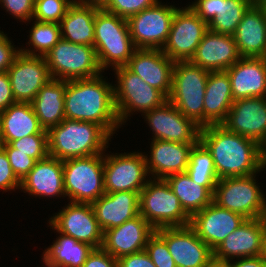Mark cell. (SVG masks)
Segmentation results:
<instances>
[{"label": "cell", "instance_id": "cell-7", "mask_svg": "<svg viewBox=\"0 0 266 267\" xmlns=\"http://www.w3.org/2000/svg\"><path fill=\"white\" fill-rule=\"evenodd\" d=\"M63 173L70 202L92 204L105 193L104 154L64 160Z\"/></svg>", "mask_w": 266, "mask_h": 267}, {"label": "cell", "instance_id": "cell-23", "mask_svg": "<svg viewBox=\"0 0 266 267\" xmlns=\"http://www.w3.org/2000/svg\"><path fill=\"white\" fill-rule=\"evenodd\" d=\"M155 229L140 214L120 226L105 230L102 248L118 259L128 254L144 251Z\"/></svg>", "mask_w": 266, "mask_h": 267}, {"label": "cell", "instance_id": "cell-13", "mask_svg": "<svg viewBox=\"0 0 266 267\" xmlns=\"http://www.w3.org/2000/svg\"><path fill=\"white\" fill-rule=\"evenodd\" d=\"M104 155L106 193L140 192L149 181L145 155L139 152Z\"/></svg>", "mask_w": 266, "mask_h": 267}, {"label": "cell", "instance_id": "cell-49", "mask_svg": "<svg viewBox=\"0 0 266 267\" xmlns=\"http://www.w3.org/2000/svg\"><path fill=\"white\" fill-rule=\"evenodd\" d=\"M232 262V260L229 261L230 267H266V258L264 255L238 258L237 261Z\"/></svg>", "mask_w": 266, "mask_h": 267}, {"label": "cell", "instance_id": "cell-10", "mask_svg": "<svg viewBox=\"0 0 266 267\" xmlns=\"http://www.w3.org/2000/svg\"><path fill=\"white\" fill-rule=\"evenodd\" d=\"M255 177L256 174L219 179L215 186L213 202L246 219L261 218L266 198Z\"/></svg>", "mask_w": 266, "mask_h": 267}, {"label": "cell", "instance_id": "cell-47", "mask_svg": "<svg viewBox=\"0 0 266 267\" xmlns=\"http://www.w3.org/2000/svg\"><path fill=\"white\" fill-rule=\"evenodd\" d=\"M117 262L118 267H156L145 250L122 256Z\"/></svg>", "mask_w": 266, "mask_h": 267}, {"label": "cell", "instance_id": "cell-22", "mask_svg": "<svg viewBox=\"0 0 266 267\" xmlns=\"http://www.w3.org/2000/svg\"><path fill=\"white\" fill-rule=\"evenodd\" d=\"M241 57L233 35L208 29L190 62L209 72L226 71Z\"/></svg>", "mask_w": 266, "mask_h": 267}, {"label": "cell", "instance_id": "cell-40", "mask_svg": "<svg viewBox=\"0 0 266 267\" xmlns=\"http://www.w3.org/2000/svg\"><path fill=\"white\" fill-rule=\"evenodd\" d=\"M157 2L158 0H108L102 9L121 18L129 19L144 9L154 6Z\"/></svg>", "mask_w": 266, "mask_h": 267}, {"label": "cell", "instance_id": "cell-2", "mask_svg": "<svg viewBox=\"0 0 266 267\" xmlns=\"http://www.w3.org/2000/svg\"><path fill=\"white\" fill-rule=\"evenodd\" d=\"M200 141L212 155L218 179L249 176L263 170L259 143L231 132L221 124L202 127Z\"/></svg>", "mask_w": 266, "mask_h": 267}, {"label": "cell", "instance_id": "cell-37", "mask_svg": "<svg viewBox=\"0 0 266 267\" xmlns=\"http://www.w3.org/2000/svg\"><path fill=\"white\" fill-rule=\"evenodd\" d=\"M29 44L33 49H20L30 56H45L60 40L61 26L58 23L35 21L30 31ZM39 52V53H37Z\"/></svg>", "mask_w": 266, "mask_h": 267}, {"label": "cell", "instance_id": "cell-27", "mask_svg": "<svg viewBox=\"0 0 266 267\" xmlns=\"http://www.w3.org/2000/svg\"><path fill=\"white\" fill-rule=\"evenodd\" d=\"M140 192L104 193L92 203L96 219L103 230L112 229L139 215Z\"/></svg>", "mask_w": 266, "mask_h": 267}, {"label": "cell", "instance_id": "cell-3", "mask_svg": "<svg viewBox=\"0 0 266 267\" xmlns=\"http://www.w3.org/2000/svg\"><path fill=\"white\" fill-rule=\"evenodd\" d=\"M47 132L49 155L61 161L104 154L112 138L98 124L67 118Z\"/></svg>", "mask_w": 266, "mask_h": 267}, {"label": "cell", "instance_id": "cell-42", "mask_svg": "<svg viewBox=\"0 0 266 267\" xmlns=\"http://www.w3.org/2000/svg\"><path fill=\"white\" fill-rule=\"evenodd\" d=\"M3 149L8 156L14 174L21 181L35 166L37 161L23 152H16V149L12 148L9 144H4Z\"/></svg>", "mask_w": 266, "mask_h": 267}, {"label": "cell", "instance_id": "cell-45", "mask_svg": "<svg viewBox=\"0 0 266 267\" xmlns=\"http://www.w3.org/2000/svg\"><path fill=\"white\" fill-rule=\"evenodd\" d=\"M6 35L0 31V73L7 72L16 56L20 53V49L14 48L15 46L12 45Z\"/></svg>", "mask_w": 266, "mask_h": 267}, {"label": "cell", "instance_id": "cell-1", "mask_svg": "<svg viewBox=\"0 0 266 267\" xmlns=\"http://www.w3.org/2000/svg\"><path fill=\"white\" fill-rule=\"evenodd\" d=\"M100 74L93 78L66 81L65 118L100 125L110 136L121 127L115 102L114 86Z\"/></svg>", "mask_w": 266, "mask_h": 267}, {"label": "cell", "instance_id": "cell-17", "mask_svg": "<svg viewBox=\"0 0 266 267\" xmlns=\"http://www.w3.org/2000/svg\"><path fill=\"white\" fill-rule=\"evenodd\" d=\"M7 72L14 99L21 103H31L38 91L52 79L45 57L21 52Z\"/></svg>", "mask_w": 266, "mask_h": 267}, {"label": "cell", "instance_id": "cell-14", "mask_svg": "<svg viewBox=\"0 0 266 267\" xmlns=\"http://www.w3.org/2000/svg\"><path fill=\"white\" fill-rule=\"evenodd\" d=\"M57 215L50 218V227L59 234L73 237L78 242L100 248L103 243L101 229L91 203L69 202Z\"/></svg>", "mask_w": 266, "mask_h": 267}, {"label": "cell", "instance_id": "cell-4", "mask_svg": "<svg viewBox=\"0 0 266 267\" xmlns=\"http://www.w3.org/2000/svg\"><path fill=\"white\" fill-rule=\"evenodd\" d=\"M101 69L126 66L136 50L127 19L97 9L94 20V45Z\"/></svg>", "mask_w": 266, "mask_h": 267}, {"label": "cell", "instance_id": "cell-5", "mask_svg": "<svg viewBox=\"0 0 266 267\" xmlns=\"http://www.w3.org/2000/svg\"><path fill=\"white\" fill-rule=\"evenodd\" d=\"M209 71L190 61L174 63L168 100L187 118L204 127V96Z\"/></svg>", "mask_w": 266, "mask_h": 267}, {"label": "cell", "instance_id": "cell-34", "mask_svg": "<svg viewBox=\"0 0 266 267\" xmlns=\"http://www.w3.org/2000/svg\"><path fill=\"white\" fill-rule=\"evenodd\" d=\"M165 180L190 217L213 202V194L205 186L192 181L186 172L170 175Z\"/></svg>", "mask_w": 266, "mask_h": 267}, {"label": "cell", "instance_id": "cell-12", "mask_svg": "<svg viewBox=\"0 0 266 267\" xmlns=\"http://www.w3.org/2000/svg\"><path fill=\"white\" fill-rule=\"evenodd\" d=\"M207 30L208 24L189 6L178 8L162 51L174 62L190 61Z\"/></svg>", "mask_w": 266, "mask_h": 267}, {"label": "cell", "instance_id": "cell-36", "mask_svg": "<svg viewBox=\"0 0 266 267\" xmlns=\"http://www.w3.org/2000/svg\"><path fill=\"white\" fill-rule=\"evenodd\" d=\"M186 173L191 180L205 186L214 194L215 186L219 181L214 161L210 151L199 140L190 151L189 164Z\"/></svg>", "mask_w": 266, "mask_h": 267}, {"label": "cell", "instance_id": "cell-48", "mask_svg": "<svg viewBox=\"0 0 266 267\" xmlns=\"http://www.w3.org/2000/svg\"><path fill=\"white\" fill-rule=\"evenodd\" d=\"M14 103L16 101L12 93L8 72L0 73V112Z\"/></svg>", "mask_w": 266, "mask_h": 267}, {"label": "cell", "instance_id": "cell-30", "mask_svg": "<svg viewBox=\"0 0 266 267\" xmlns=\"http://www.w3.org/2000/svg\"><path fill=\"white\" fill-rule=\"evenodd\" d=\"M233 102L227 72H209L204 96V126L222 124Z\"/></svg>", "mask_w": 266, "mask_h": 267}, {"label": "cell", "instance_id": "cell-26", "mask_svg": "<svg viewBox=\"0 0 266 267\" xmlns=\"http://www.w3.org/2000/svg\"><path fill=\"white\" fill-rule=\"evenodd\" d=\"M195 144L152 140L150 158L145 155L147 171L154 179H166L168 176L187 171L190 151Z\"/></svg>", "mask_w": 266, "mask_h": 267}, {"label": "cell", "instance_id": "cell-51", "mask_svg": "<svg viewBox=\"0 0 266 267\" xmlns=\"http://www.w3.org/2000/svg\"><path fill=\"white\" fill-rule=\"evenodd\" d=\"M75 1L84 5L94 6L99 9H102L108 2V0H75Z\"/></svg>", "mask_w": 266, "mask_h": 267}, {"label": "cell", "instance_id": "cell-54", "mask_svg": "<svg viewBox=\"0 0 266 267\" xmlns=\"http://www.w3.org/2000/svg\"><path fill=\"white\" fill-rule=\"evenodd\" d=\"M262 222L264 224V229L266 231V200H264V209H263V213H262Z\"/></svg>", "mask_w": 266, "mask_h": 267}, {"label": "cell", "instance_id": "cell-53", "mask_svg": "<svg viewBox=\"0 0 266 267\" xmlns=\"http://www.w3.org/2000/svg\"><path fill=\"white\" fill-rule=\"evenodd\" d=\"M255 5L263 12L266 16V0H257Z\"/></svg>", "mask_w": 266, "mask_h": 267}, {"label": "cell", "instance_id": "cell-52", "mask_svg": "<svg viewBox=\"0 0 266 267\" xmlns=\"http://www.w3.org/2000/svg\"><path fill=\"white\" fill-rule=\"evenodd\" d=\"M205 267H230L229 261H221L215 258H212Z\"/></svg>", "mask_w": 266, "mask_h": 267}, {"label": "cell", "instance_id": "cell-56", "mask_svg": "<svg viewBox=\"0 0 266 267\" xmlns=\"http://www.w3.org/2000/svg\"><path fill=\"white\" fill-rule=\"evenodd\" d=\"M3 146H4V142H3L2 131H1V127H0V149H2Z\"/></svg>", "mask_w": 266, "mask_h": 267}, {"label": "cell", "instance_id": "cell-46", "mask_svg": "<svg viewBox=\"0 0 266 267\" xmlns=\"http://www.w3.org/2000/svg\"><path fill=\"white\" fill-rule=\"evenodd\" d=\"M82 267H118L117 259L102 247L93 248Z\"/></svg>", "mask_w": 266, "mask_h": 267}, {"label": "cell", "instance_id": "cell-58", "mask_svg": "<svg viewBox=\"0 0 266 267\" xmlns=\"http://www.w3.org/2000/svg\"><path fill=\"white\" fill-rule=\"evenodd\" d=\"M252 4H255L257 0H249Z\"/></svg>", "mask_w": 266, "mask_h": 267}, {"label": "cell", "instance_id": "cell-35", "mask_svg": "<svg viewBox=\"0 0 266 267\" xmlns=\"http://www.w3.org/2000/svg\"><path fill=\"white\" fill-rule=\"evenodd\" d=\"M92 250L89 244L62 234L43 254L57 267H82Z\"/></svg>", "mask_w": 266, "mask_h": 267}, {"label": "cell", "instance_id": "cell-33", "mask_svg": "<svg viewBox=\"0 0 266 267\" xmlns=\"http://www.w3.org/2000/svg\"><path fill=\"white\" fill-rule=\"evenodd\" d=\"M97 9L74 1L60 22L61 38L75 44L93 46Z\"/></svg>", "mask_w": 266, "mask_h": 267}, {"label": "cell", "instance_id": "cell-28", "mask_svg": "<svg viewBox=\"0 0 266 267\" xmlns=\"http://www.w3.org/2000/svg\"><path fill=\"white\" fill-rule=\"evenodd\" d=\"M20 188L37 197H65L63 161L50 155L38 160L21 180Z\"/></svg>", "mask_w": 266, "mask_h": 267}, {"label": "cell", "instance_id": "cell-6", "mask_svg": "<svg viewBox=\"0 0 266 267\" xmlns=\"http://www.w3.org/2000/svg\"><path fill=\"white\" fill-rule=\"evenodd\" d=\"M139 214L154 228L186 226L190 216L165 179H154L140 191Z\"/></svg>", "mask_w": 266, "mask_h": 267}, {"label": "cell", "instance_id": "cell-16", "mask_svg": "<svg viewBox=\"0 0 266 267\" xmlns=\"http://www.w3.org/2000/svg\"><path fill=\"white\" fill-rule=\"evenodd\" d=\"M155 232L166 242L177 267H205L213 258V250L190 225L162 227Z\"/></svg>", "mask_w": 266, "mask_h": 267}, {"label": "cell", "instance_id": "cell-29", "mask_svg": "<svg viewBox=\"0 0 266 267\" xmlns=\"http://www.w3.org/2000/svg\"><path fill=\"white\" fill-rule=\"evenodd\" d=\"M242 57L266 58V16L252 4L233 34Z\"/></svg>", "mask_w": 266, "mask_h": 267}, {"label": "cell", "instance_id": "cell-55", "mask_svg": "<svg viewBox=\"0 0 266 267\" xmlns=\"http://www.w3.org/2000/svg\"><path fill=\"white\" fill-rule=\"evenodd\" d=\"M43 256V263H45L46 267H57L55 264H53L44 254Z\"/></svg>", "mask_w": 266, "mask_h": 267}, {"label": "cell", "instance_id": "cell-9", "mask_svg": "<svg viewBox=\"0 0 266 267\" xmlns=\"http://www.w3.org/2000/svg\"><path fill=\"white\" fill-rule=\"evenodd\" d=\"M113 70L118 80L117 85H114V102L121 125L133 111L143 114L168 100L159 90L144 82L126 66Z\"/></svg>", "mask_w": 266, "mask_h": 267}, {"label": "cell", "instance_id": "cell-50", "mask_svg": "<svg viewBox=\"0 0 266 267\" xmlns=\"http://www.w3.org/2000/svg\"><path fill=\"white\" fill-rule=\"evenodd\" d=\"M259 160L261 168L266 167V134L264 138L259 142Z\"/></svg>", "mask_w": 266, "mask_h": 267}, {"label": "cell", "instance_id": "cell-31", "mask_svg": "<svg viewBox=\"0 0 266 267\" xmlns=\"http://www.w3.org/2000/svg\"><path fill=\"white\" fill-rule=\"evenodd\" d=\"M65 89L66 81L50 79L31 102L40 126L46 131L65 119Z\"/></svg>", "mask_w": 266, "mask_h": 267}, {"label": "cell", "instance_id": "cell-41", "mask_svg": "<svg viewBox=\"0 0 266 267\" xmlns=\"http://www.w3.org/2000/svg\"><path fill=\"white\" fill-rule=\"evenodd\" d=\"M156 267H177L166 242L155 232L144 249Z\"/></svg>", "mask_w": 266, "mask_h": 267}, {"label": "cell", "instance_id": "cell-32", "mask_svg": "<svg viewBox=\"0 0 266 267\" xmlns=\"http://www.w3.org/2000/svg\"><path fill=\"white\" fill-rule=\"evenodd\" d=\"M4 144L33 134H48L39 123L31 103L16 102L0 112Z\"/></svg>", "mask_w": 266, "mask_h": 267}, {"label": "cell", "instance_id": "cell-57", "mask_svg": "<svg viewBox=\"0 0 266 267\" xmlns=\"http://www.w3.org/2000/svg\"><path fill=\"white\" fill-rule=\"evenodd\" d=\"M264 257L266 258V232H265V243H264Z\"/></svg>", "mask_w": 266, "mask_h": 267}, {"label": "cell", "instance_id": "cell-44", "mask_svg": "<svg viewBox=\"0 0 266 267\" xmlns=\"http://www.w3.org/2000/svg\"><path fill=\"white\" fill-rule=\"evenodd\" d=\"M21 181L14 174L5 150L0 149V190L20 189Z\"/></svg>", "mask_w": 266, "mask_h": 267}, {"label": "cell", "instance_id": "cell-43", "mask_svg": "<svg viewBox=\"0 0 266 267\" xmlns=\"http://www.w3.org/2000/svg\"><path fill=\"white\" fill-rule=\"evenodd\" d=\"M0 4L16 19L23 22L33 19L35 0H0Z\"/></svg>", "mask_w": 266, "mask_h": 267}, {"label": "cell", "instance_id": "cell-21", "mask_svg": "<svg viewBox=\"0 0 266 267\" xmlns=\"http://www.w3.org/2000/svg\"><path fill=\"white\" fill-rule=\"evenodd\" d=\"M221 125L259 143L266 134V97L234 101Z\"/></svg>", "mask_w": 266, "mask_h": 267}, {"label": "cell", "instance_id": "cell-8", "mask_svg": "<svg viewBox=\"0 0 266 267\" xmlns=\"http://www.w3.org/2000/svg\"><path fill=\"white\" fill-rule=\"evenodd\" d=\"M52 79L70 81L101 74L93 46L61 40L44 56Z\"/></svg>", "mask_w": 266, "mask_h": 267}, {"label": "cell", "instance_id": "cell-19", "mask_svg": "<svg viewBox=\"0 0 266 267\" xmlns=\"http://www.w3.org/2000/svg\"><path fill=\"white\" fill-rule=\"evenodd\" d=\"M246 218L212 202L190 217V226L213 251Z\"/></svg>", "mask_w": 266, "mask_h": 267}, {"label": "cell", "instance_id": "cell-11", "mask_svg": "<svg viewBox=\"0 0 266 267\" xmlns=\"http://www.w3.org/2000/svg\"><path fill=\"white\" fill-rule=\"evenodd\" d=\"M178 8L159 1L127 19L129 33L136 49H161L167 42L171 23Z\"/></svg>", "mask_w": 266, "mask_h": 267}, {"label": "cell", "instance_id": "cell-24", "mask_svg": "<svg viewBox=\"0 0 266 267\" xmlns=\"http://www.w3.org/2000/svg\"><path fill=\"white\" fill-rule=\"evenodd\" d=\"M251 5L249 0H196L188 6L208 24V29L233 35Z\"/></svg>", "mask_w": 266, "mask_h": 267}, {"label": "cell", "instance_id": "cell-20", "mask_svg": "<svg viewBox=\"0 0 266 267\" xmlns=\"http://www.w3.org/2000/svg\"><path fill=\"white\" fill-rule=\"evenodd\" d=\"M174 63L161 49H136L126 67L168 99Z\"/></svg>", "mask_w": 266, "mask_h": 267}, {"label": "cell", "instance_id": "cell-38", "mask_svg": "<svg viewBox=\"0 0 266 267\" xmlns=\"http://www.w3.org/2000/svg\"><path fill=\"white\" fill-rule=\"evenodd\" d=\"M75 0H35L33 18L36 21L60 24Z\"/></svg>", "mask_w": 266, "mask_h": 267}, {"label": "cell", "instance_id": "cell-18", "mask_svg": "<svg viewBox=\"0 0 266 267\" xmlns=\"http://www.w3.org/2000/svg\"><path fill=\"white\" fill-rule=\"evenodd\" d=\"M265 229L261 218L246 219L213 251V258L230 261L264 255Z\"/></svg>", "mask_w": 266, "mask_h": 267}, {"label": "cell", "instance_id": "cell-25", "mask_svg": "<svg viewBox=\"0 0 266 267\" xmlns=\"http://www.w3.org/2000/svg\"><path fill=\"white\" fill-rule=\"evenodd\" d=\"M226 72L234 101L266 97V58L241 57Z\"/></svg>", "mask_w": 266, "mask_h": 267}, {"label": "cell", "instance_id": "cell-39", "mask_svg": "<svg viewBox=\"0 0 266 267\" xmlns=\"http://www.w3.org/2000/svg\"><path fill=\"white\" fill-rule=\"evenodd\" d=\"M9 145L16 149V152H23L34 158L42 160L49 155L48 134H33L11 141Z\"/></svg>", "mask_w": 266, "mask_h": 267}, {"label": "cell", "instance_id": "cell-15", "mask_svg": "<svg viewBox=\"0 0 266 267\" xmlns=\"http://www.w3.org/2000/svg\"><path fill=\"white\" fill-rule=\"evenodd\" d=\"M146 121L153 132V140L196 144L200 140V129L193 120L185 117L169 100L148 111Z\"/></svg>", "mask_w": 266, "mask_h": 267}]
</instances>
